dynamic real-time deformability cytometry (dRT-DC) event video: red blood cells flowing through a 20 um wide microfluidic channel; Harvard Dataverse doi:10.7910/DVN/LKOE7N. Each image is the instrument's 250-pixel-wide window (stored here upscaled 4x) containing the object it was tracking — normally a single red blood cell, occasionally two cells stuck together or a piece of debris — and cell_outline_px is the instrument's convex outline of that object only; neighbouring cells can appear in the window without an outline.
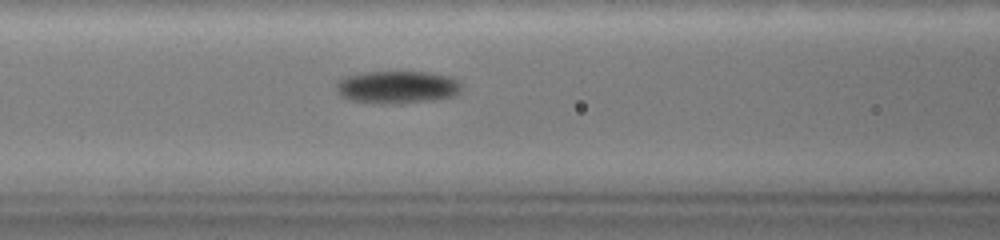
{"species": "common noctule bat (a hibernating species)", "species_latin": "Nyctalus noctula", "temperature_condition": "warm", "stored_images_in_passage": 73, "camera_frame_rate_fps": 3000, "um_per_image_px": 0.085, "animal": {"sex": "female", "body_mass_g": 19.0, "forearm_length_mm": 51.5}, "frame": {"image": 1, "passage_image": 31, "time_ms": 10.0, "image_size_px": [1000, 240], "cell_outline_px": [[464, 84], [460, 92], [452, 96], [432, 100], [400, 104], [380, 104], [352, 100], [340, 96], [336, 92], [336, 80], [344, 76], [364, 72], [428, 72], [452, 76], [460, 80]], "centroid_in_image_um": [33.78, 7.4], "position_along_channel_um": 132.8, "area_um2": 24.39}}
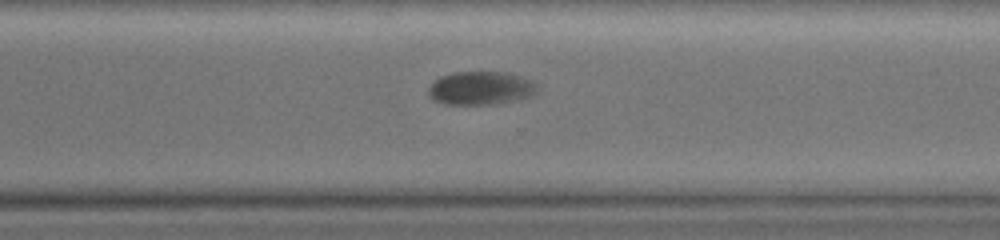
{"frame": {"image": 2, "passage_image": 53, "time_ms": 17.333, "image_size_px": [1000, 240], "cell_outline_px": [[540, 88], [532, 96], [520, 100], [492, 104], [444, 104], [432, 100], [428, 96], [428, 88], [440, 76], [452, 72], [504, 72], [520, 76], [532, 80]], "centroid_in_image_um": [40.88, 7.5], "position_along_channel_um": 329.7, "area_um2": 21.44}}
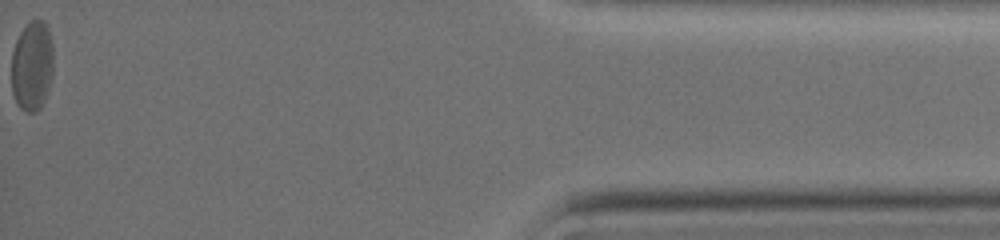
{"frame": {"image": 3, "passage_image": 73, "time_ms": 24.0, "image_size_px": [1000, 240], "cell_outline_px": [[52, 76], [44, 100], [40, 108], [36, 112], [28, 112], [20, 108], [16, 104], [12, 92], [12, 52], [16, 40], [20, 32], [32, 20], [44, 20], [48, 28], [52, 44]], "centroid_in_image_um": [2.72, 5.61], "position_along_channel_um": 432.5, "area_um2": 21.91}, "authors_computed_cell_mechanics": {"area_um2": 23.0622, "velocity_mm_per_s": 2.6867, "shape_relaxation_time_tau1_ms": 10.4766, "shape_relaxation_time_tau2_ms": 0.9799, "deformation_change_tau1": 0.1356, "deformation_change_tau2": 0.0342}}